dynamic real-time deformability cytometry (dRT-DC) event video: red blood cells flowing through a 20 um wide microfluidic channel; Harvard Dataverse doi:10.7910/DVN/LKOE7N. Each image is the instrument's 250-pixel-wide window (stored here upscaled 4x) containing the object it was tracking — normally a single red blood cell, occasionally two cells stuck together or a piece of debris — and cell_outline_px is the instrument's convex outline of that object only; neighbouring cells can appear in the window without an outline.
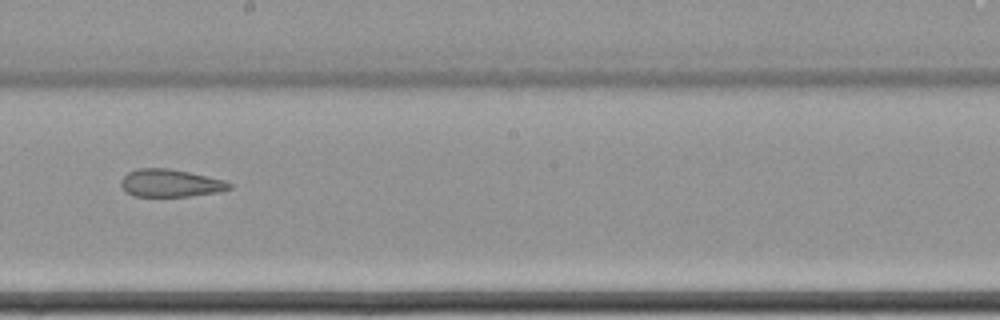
{"species": "common noctule bat (a hibernating species)", "species_latin": "Nyctalus noctula", "temperature_condition": "cold", "stored_images_in_passage": 11, "camera_frame_rate_fps": 3000, "um_per_image_px": 0.085, "animal": {"sex": "female", "body_mass_g": 22.7, "forearm_length_mm": 54.2}, "frame": {"image": 1, "passage_image": 7, "time_ms": 2.0, "image_size_px": [1000, 320], "cell_outline_px": [[232, 188], [220, 192], [188, 196], [132, 196], [124, 192], [120, 184], [120, 180], [128, 172], [140, 168], [168, 168], [188, 172], [224, 180], [232, 184]], "centroid_in_image_um": [14.46, 15.57], "position_along_channel_um": 233.7, "area_um2": 17.51}}
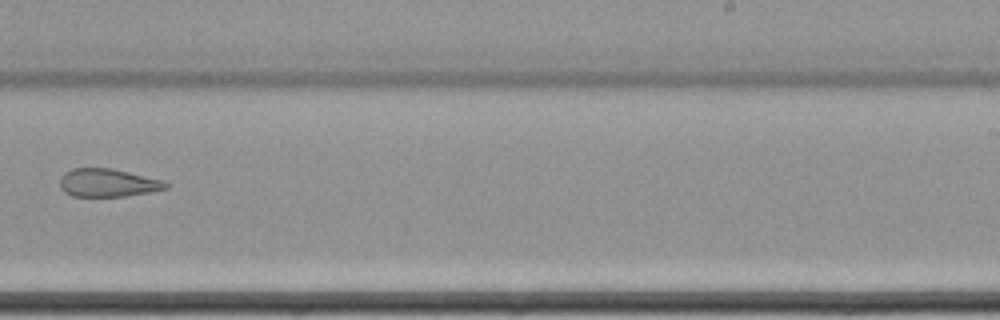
{"frame": {"image": 2, "passage_image": 8, "time_ms": 2.333, "image_size_px": [1000, 320], "cell_outline_px": [[168, 188], [152, 192], [124, 196], [72, 196], [64, 192], [60, 188], [60, 176], [64, 172], [72, 168], [112, 168], [160, 180], [168, 184]], "centroid_in_image_um": [9.11, 15.54], "position_along_channel_um": 279.9, "area_um2": 17.28}}